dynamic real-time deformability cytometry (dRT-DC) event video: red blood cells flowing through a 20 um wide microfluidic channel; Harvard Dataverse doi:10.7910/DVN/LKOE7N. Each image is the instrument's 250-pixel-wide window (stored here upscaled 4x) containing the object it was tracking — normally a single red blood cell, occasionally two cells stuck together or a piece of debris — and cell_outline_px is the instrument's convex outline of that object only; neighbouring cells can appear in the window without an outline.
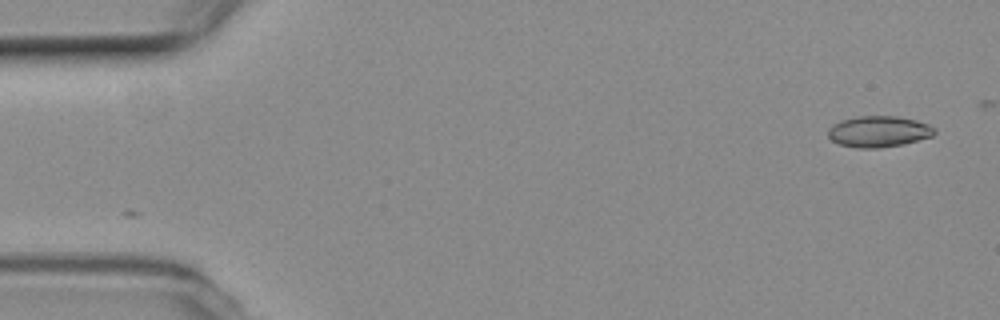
{"species": "common noctule bat (a hibernating species)", "species_latin": "Nyctalus noctula", "temperature_condition": "room temperature", "stored_images_in_passage": 12, "camera_frame_rate_fps": 3000, "um_per_image_px": 0.085, "animal": {"sex": "female", "body_mass_g": 19.3, "forearm_length_mm": 54.1}, "frame": {"image": 1, "passage_image": 1, "time_ms": 0.0, "image_size_px": [1000, 320], "cell_outline_px": [[936, 132], [932, 136], [904, 144], [880, 148], [856, 148], [840, 144], [832, 140], [828, 136], [828, 128], [832, 124], [840, 120], [860, 116], [896, 116], [916, 120], [928, 124], [936, 128]], "centroid_in_image_um": [74.69, 11.18], "position_along_channel_um": 10.3, "area_um2": 19.42}}